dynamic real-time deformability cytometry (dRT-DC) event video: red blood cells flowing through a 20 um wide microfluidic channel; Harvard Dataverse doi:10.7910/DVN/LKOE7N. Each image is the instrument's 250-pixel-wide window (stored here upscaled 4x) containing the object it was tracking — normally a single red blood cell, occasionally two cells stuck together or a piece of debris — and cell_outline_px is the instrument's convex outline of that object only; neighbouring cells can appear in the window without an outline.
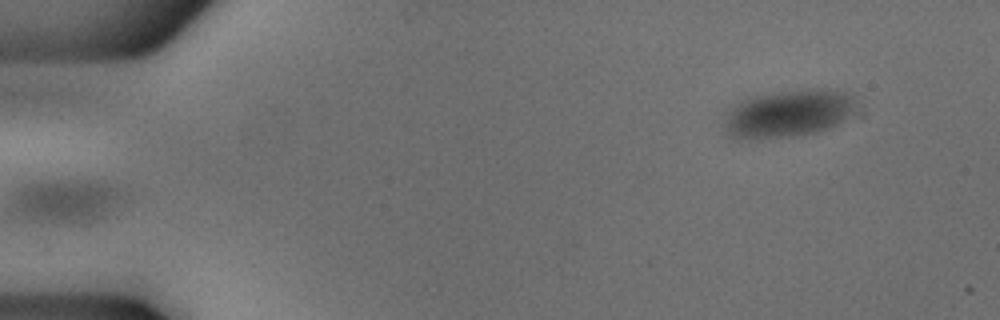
{"species": "common noctule bat (a hibernating species)", "species_latin": "Nyctalus noctula", "temperature_condition": "cold", "stored_images_in_passage": 12, "camera_frame_rate_fps": 3000, "um_per_image_px": 0.085, "animal": {"sex": "male", "body_mass_g": 18.8}, "frame": {"image": 1, "passage_image": 1, "time_ms": 0.0, "image_size_px": [1000, 320], "cell_outline_px": [[852, 108], [844, 120], [832, 128], [816, 132], [796, 136], [756, 140], [732, 140], [728, 136], [724, 128], [728, 112], [732, 104], [740, 100], [756, 96], [780, 92], [808, 88], [828, 88], [852, 92]], "centroid_in_image_um": [66.94, 9.67], "position_along_channel_um": 18.1, "area_um2": 37.05}}